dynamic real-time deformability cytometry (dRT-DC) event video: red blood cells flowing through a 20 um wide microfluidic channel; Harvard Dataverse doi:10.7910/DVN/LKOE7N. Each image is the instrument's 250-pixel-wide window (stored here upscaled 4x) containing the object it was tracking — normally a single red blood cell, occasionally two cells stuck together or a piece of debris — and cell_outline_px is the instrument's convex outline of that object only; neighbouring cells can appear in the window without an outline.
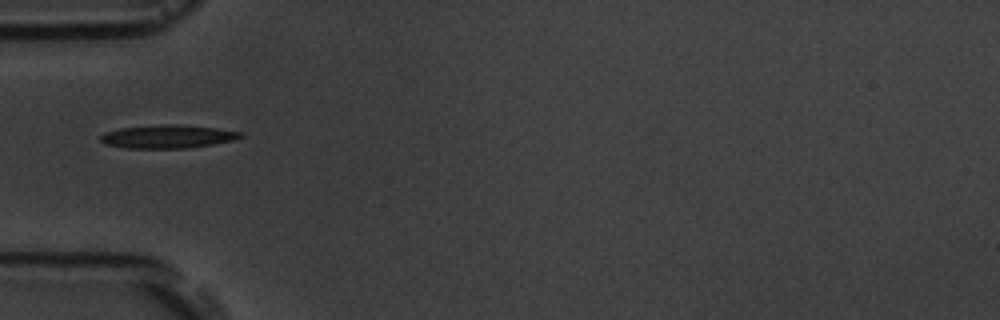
{"species": "common noctule bat (a hibernating species)", "species_latin": "Nyctalus noctula", "temperature_condition": "room temperature", "stored_images_in_passage": 2, "camera_frame_rate_fps": 3000, "um_per_image_px": 0.085, "animal": {"sex": "male", "body_mass_g": 19.5, "forearm_length_mm": 54.6}, "frame": {"image": 1, "passage_image": 1, "time_ms": 0.0, "image_size_px": [1000, 320], "cell_outline_px": [[244, 136], [232, 140], [212, 144], [188, 148], [124, 148], [104, 144], [100, 140], [100, 136], [104, 132], [120, 128], [164, 124], [180, 124], [216, 128], [244, 132]], "centroid_in_image_um": [14.24, 11.6], "position_along_channel_um": 70.8, "area_um2": 19.07}}
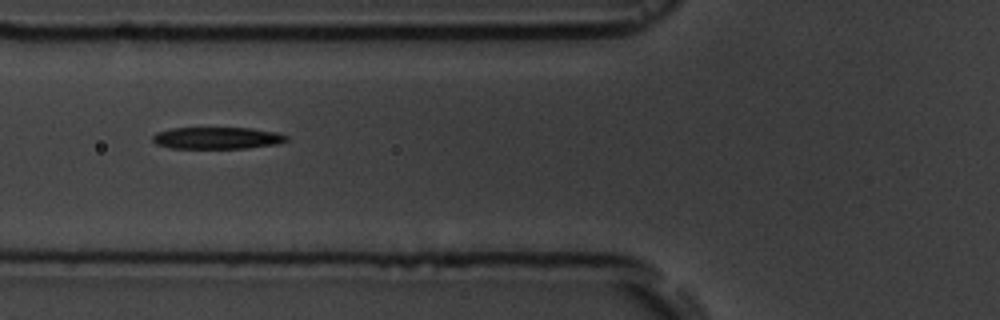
{"frame": {"image": 2, "passage_image": 2, "time_ms": 1.0, "image_size_px": [1000, 320], "cell_outline_px": [[288, 140], [276, 144], [248, 148], [172, 148], [156, 144], [152, 140], [152, 136], [156, 132], [172, 128], [252, 128], [276, 132], [288, 136]], "centroid_in_image_um": [18.45, 11.73], "position_along_channel_um": 107.4, "area_um2": 17.05}}